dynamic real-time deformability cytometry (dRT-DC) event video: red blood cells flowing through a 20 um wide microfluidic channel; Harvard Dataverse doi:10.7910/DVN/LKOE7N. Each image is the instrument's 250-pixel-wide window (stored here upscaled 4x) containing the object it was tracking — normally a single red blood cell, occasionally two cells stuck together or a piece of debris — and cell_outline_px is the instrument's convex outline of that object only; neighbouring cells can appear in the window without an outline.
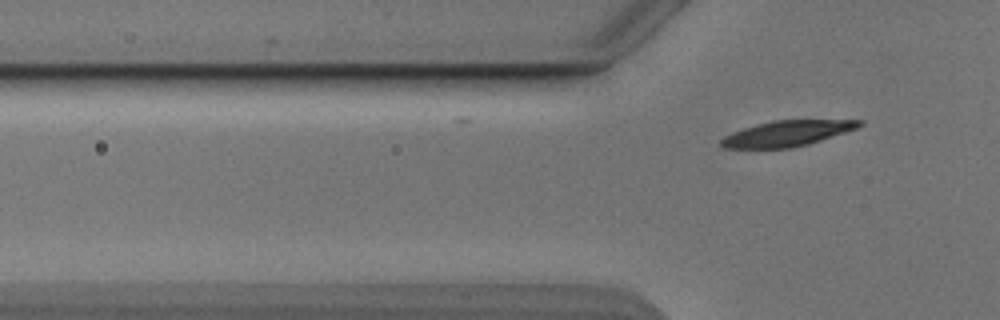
{"species": "Egyptian fruit bat (a non-hibernating species)", "species_latin": "Rousettus aegyptiacus", "temperature_condition": "cold", "stored_images_in_passage": 6, "camera_frame_rate_fps": 3000, "um_per_image_px": 0.085, "animal": {"sex": "male"}, "frame": {"image": 1, "passage_image": 6, "time_ms": 1.667, "image_size_px": [1000, 320], "cell_outline_px": [[864, 124], [856, 128], [808, 144], [792, 148], [720, 148], [720, 140], [724, 136], [732, 132], [756, 124], [772, 120], [864, 120]], "centroid_in_image_um": [66.85, 11.34], "position_along_channel_um": 58.9, "area_um2": 20.52}}